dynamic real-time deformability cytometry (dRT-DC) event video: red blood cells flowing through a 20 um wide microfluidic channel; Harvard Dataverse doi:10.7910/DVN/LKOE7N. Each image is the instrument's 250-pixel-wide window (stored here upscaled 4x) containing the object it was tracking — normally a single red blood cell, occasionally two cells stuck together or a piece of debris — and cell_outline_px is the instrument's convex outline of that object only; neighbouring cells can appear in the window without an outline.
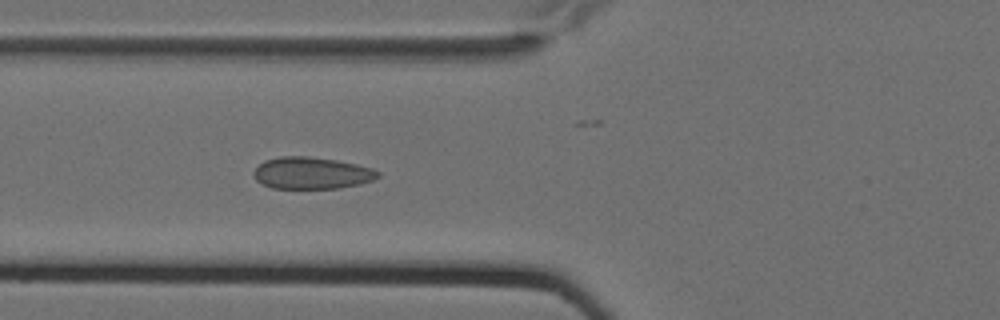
{"species": "Egyptian fruit bat (a non-hibernating species)", "species_latin": "Rousettus aegyptiacus", "temperature_condition": "cold", "stored_images_in_passage": 2, "camera_frame_rate_fps": 3000, "um_per_image_px": 0.085, "animal": {"sex": "female"}, "frame": {"image": 1, "passage_image": 2, "time_ms": 0.333, "image_size_px": [1000, 320], "cell_outline_px": [[380, 176], [372, 180], [360, 184], [340, 188], [272, 188], [260, 184], [256, 180], [252, 172], [264, 160], [280, 156], [308, 156], [336, 160], [356, 164], [372, 168], [380, 172]], "centroid_in_image_um": [26.47, 14.71], "position_along_channel_um": 99.3, "area_um2": 23.18}}